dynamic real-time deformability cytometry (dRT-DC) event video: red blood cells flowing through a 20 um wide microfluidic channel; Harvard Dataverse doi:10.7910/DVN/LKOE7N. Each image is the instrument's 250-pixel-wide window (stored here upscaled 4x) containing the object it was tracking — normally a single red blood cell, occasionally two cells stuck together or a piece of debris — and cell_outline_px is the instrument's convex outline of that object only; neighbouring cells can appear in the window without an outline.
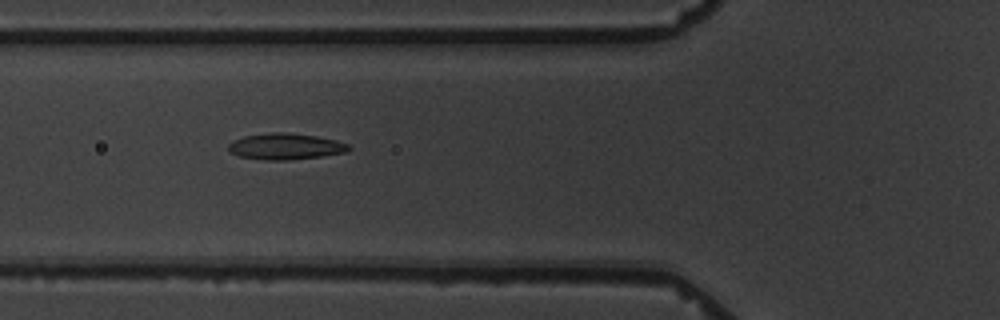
{"species": "common noctule bat (a hibernating species)", "species_latin": "Nyctalus noctula", "temperature_condition": "warm", "stored_images_in_passage": 7, "camera_frame_rate_fps": 3000, "um_per_image_px": 0.085, "animal": {"sex": "male", "body_mass_g": 19.5, "forearm_length_mm": 54.6}, "frame": {"image": 1, "passage_image": 3, "time_ms": 2.333, "image_size_px": [1000, 320], "cell_outline_px": [[352, 148], [348, 152], [320, 156], [288, 160], [268, 160], [240, 156], [232, 152], [228, 148], [228, 144], [232, 140], [244, 136], [272, 132], [284, 132], [316, 136], [336, 140], [348, 144]], "centroid_in_image_um": [24.29, 12.44], "position_along_channel_um": 101.5, "area_um2": 18.26}}
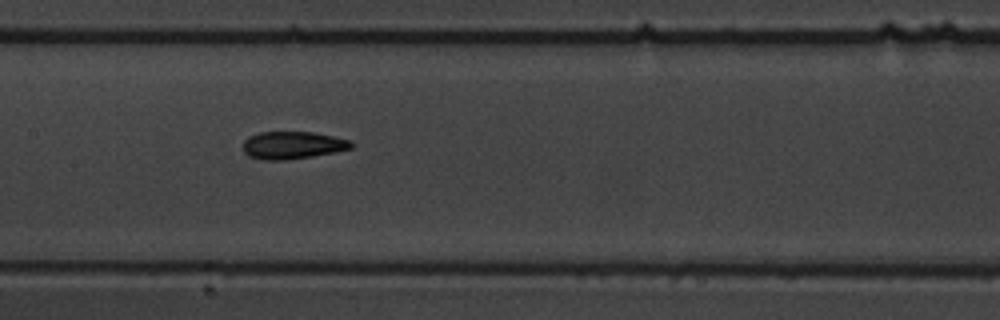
{"frame": {"image": 2, "passage_image": 5, "time_ms": 4.667, "image_size_px": [1000, 320], "cell_outline_px": [[352, 148], [336, 152], [312, 156], [284, 160], [264, 160], [248, 156], [244, 152], [244, 140], [248, 136], [260, 132], [312, 132], [352, 140]], "centroid_in_image_um": [24.87, 12.34], "position_along_channel_um": 182.5, "area_um2": 17.34}}
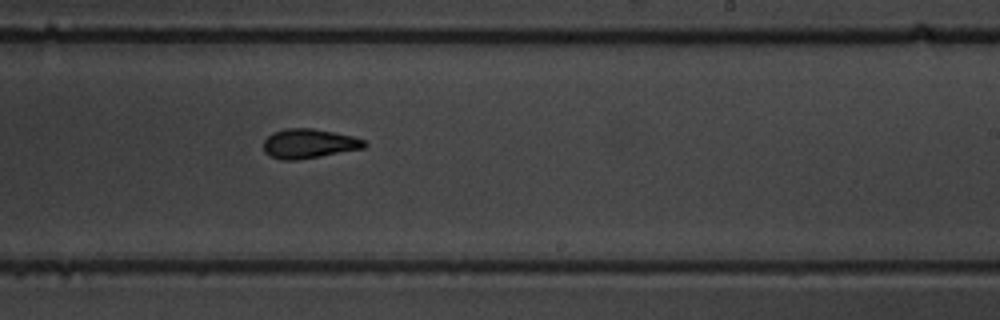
{"frame": {"image": 3, "passage_image": 7, "time_ms": 7.0, "image_size_px": [1000, 320], "cell_outline_px": [[368, 144], [364, 148], [320, 156], [296, 160], [280, 160], [268, 156], [264, 152], [264, 140], [272, 132], [284, 128], [312, 128], [352, 136], [364, 140]], "centroid_in_image_um": [26.21, 12.21], "position_along_channel_um": 262.8, "area_um2": 17.34}}